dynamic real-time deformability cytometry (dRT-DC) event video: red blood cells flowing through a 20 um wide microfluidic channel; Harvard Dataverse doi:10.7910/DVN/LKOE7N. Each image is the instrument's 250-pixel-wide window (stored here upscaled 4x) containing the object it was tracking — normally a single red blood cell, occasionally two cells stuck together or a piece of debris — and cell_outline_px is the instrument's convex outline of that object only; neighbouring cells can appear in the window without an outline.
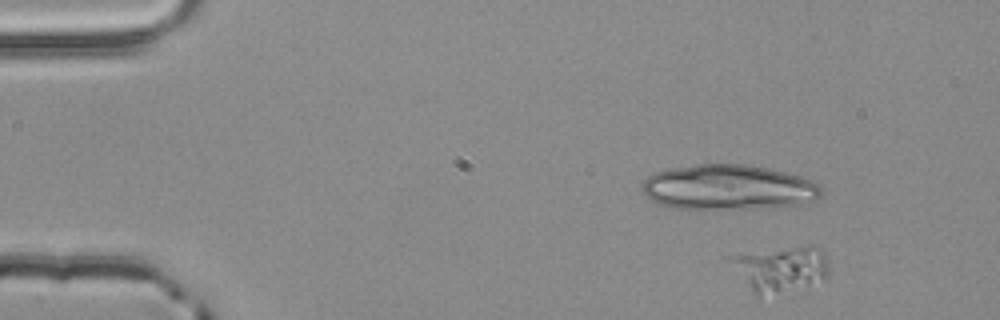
{"species": "common noctule bat (a hibernating species)", "species_latin": "Nyctalus noctula", "temperature_condition": "room temperature", "stored_images_in_passage": 6, "segment_of_instrument_passage": [2, 2], "camera_frame_rate_fps": 3000, "um_per_image_px": 0.085, "animal": {"sex": "male", "body_mass_g": 20.4}, "frame": {"image": 1, "passage_image": 6, "time_ms": 1.667, "image_size_px": [1000, 320], "cell_outline_px": [[828, 276], [760, 300], [724, 256], [800, 248], [808, 248], [824, 252], [828, 272]], "centroid_in_image_um": [66.25, 22.92], "position_along_channel_um": 18.7, "area_um2": 24.62}}